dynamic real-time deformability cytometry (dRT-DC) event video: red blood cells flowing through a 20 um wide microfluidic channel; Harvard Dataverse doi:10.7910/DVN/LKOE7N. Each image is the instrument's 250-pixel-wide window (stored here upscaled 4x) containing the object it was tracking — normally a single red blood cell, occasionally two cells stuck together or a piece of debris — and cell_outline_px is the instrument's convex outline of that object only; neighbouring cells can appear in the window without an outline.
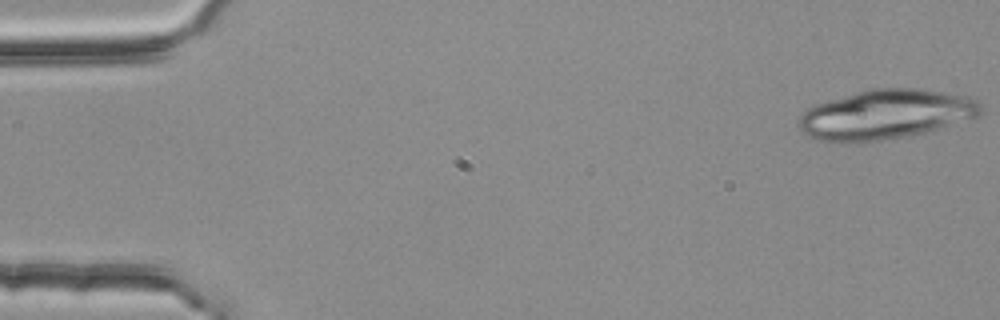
{"species": "common noctule bat (a hibernating species)", "species_latin": "Nyctalus noctula", "temperature_condition": "room temperature", "stored_images_in_passage": 4, "camera_frame_rate_fps": 3000, "um_per_image_px": 0.085, "animal": {"sex": "female", "body_mass_g": 25.1}, "frame": {"image": 1, "passage_image": 1, "time_ms": 0.0, "image_size_px": [1000, 320], "cell_outline_px": [[980, 112], [976, 116], [924, 132], [904, 136], [880, 140], [848, 144], [832, 144], [808, 136], [800, 128], [800, 116], [808, 108], [816, 104], [828, 100], [868, 88], [920, 88], [968, 96], [976, 100], [980, 104]], "centroid_in_image_um": [75.21, 9.73], "position_along_channel_um": 9.8, "area_um2": 52.37}}